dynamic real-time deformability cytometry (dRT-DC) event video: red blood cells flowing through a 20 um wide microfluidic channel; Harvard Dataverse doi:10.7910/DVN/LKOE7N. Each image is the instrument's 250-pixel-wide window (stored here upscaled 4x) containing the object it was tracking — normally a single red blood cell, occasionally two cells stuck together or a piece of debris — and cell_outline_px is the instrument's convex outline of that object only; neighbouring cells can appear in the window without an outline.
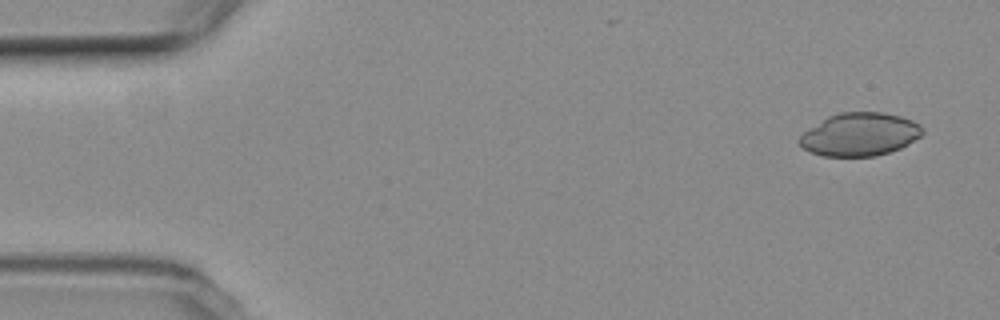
{"species": "common noctule bat (a hibernating species)", "species_latin": "Nyctalus noctula", "temperature_condition": "room temperature", "stored_images_in_passage": 5, "camera_frame_rate_fps": 3000, "um_per_image_px": 0.085, "animal": {"sex": "female", "body_mass_g": 19.3, "forearm_length_mm": 54.1}, "frame": {"image": 1, "passage_image": 1, "time_ms": 0.0, "image_size_px": [1000, 320], "cell_outline_px": [[924, 132], [920, 136], [908, 144], [900, 148], [876, 156], [824, 156], [808, 152], [796, 140], [804, 132], [828, 116], [840, 112], [884, 112], [900, 116], [912, 120], [920, 124], [924, 128]], "centroid_in_image_um": [73.09, 11.42], "position_along_channel_um": 11.9, "area_um2": 30.92}}